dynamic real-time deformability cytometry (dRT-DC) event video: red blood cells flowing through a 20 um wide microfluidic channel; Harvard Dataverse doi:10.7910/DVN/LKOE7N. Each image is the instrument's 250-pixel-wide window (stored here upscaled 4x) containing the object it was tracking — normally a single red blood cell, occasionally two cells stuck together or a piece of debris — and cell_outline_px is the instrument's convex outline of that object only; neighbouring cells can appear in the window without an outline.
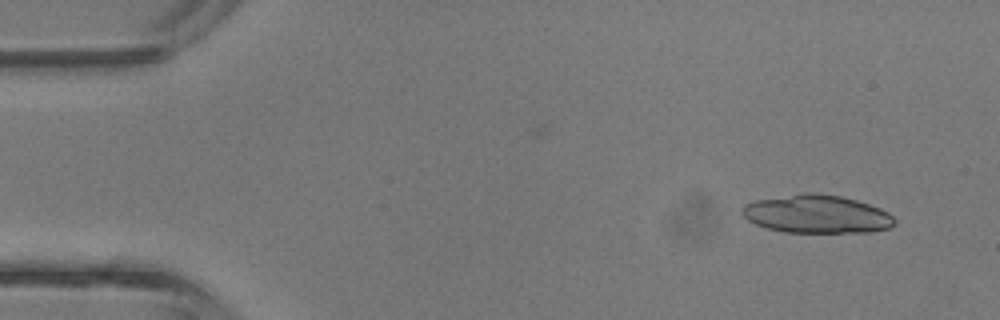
{"species": "common noctule bat (a hibernating species)", "species_latin": "Nyctalus noctula", "temperature_condition": "room temperature", "stored_images_in_passage": 39, "camera_frame_rate_fps": 3000, "um_per_image_px": 0.085, "animal": {"sex": "male", "body_mass_g": 13.3}, "frame": {"image": 1, "passage_image": 2, "time_ms": 0.333, "image_size_px": [1000, 320], "cell_outline_px": [[896, 220], [888, 228], [868, 232], [784, 232], [768, 228], [756, 224], [748, 220], [740, 212], [740, 208], [744, 204], [756, 200], [804, 192], [812, 192], [840, 196], [856, 200], [880, 208], [888, 212]], "centroid_in_image_um": [69.39, 18.19], "position_along_channel_um": 15.6, "area_um2": 33.81}}
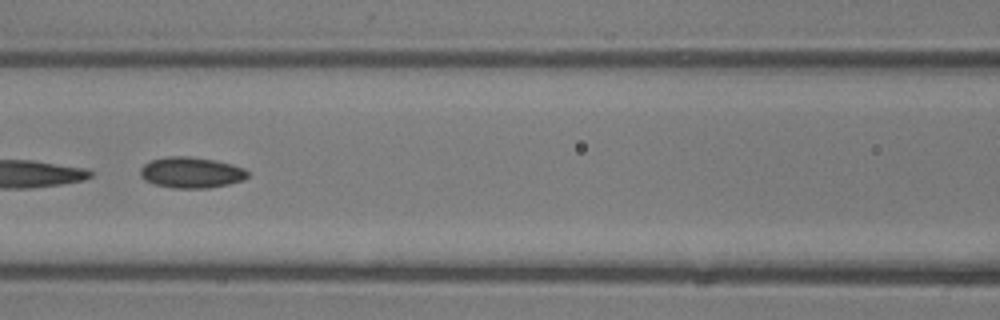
{"frame": {"image": 2, "passage_image": 17, "time_ms": 5.333, "image_size_px": [1000, 320], "cell_outline_px": [[248, 176], [244, 180], [228, 184], [208, 188], [172, 188], [152, 184], [144, 180], [140, 176], [140, 168], [144, 164], [152, 160], [168, 156], [188, 156], [212, 160], [232, 164], [244, 168], [248, 172]], "centroid_in_image_um": [16.23, 14.67], "position_along_channel_um": 150.4, "area_um2": 19.42}}
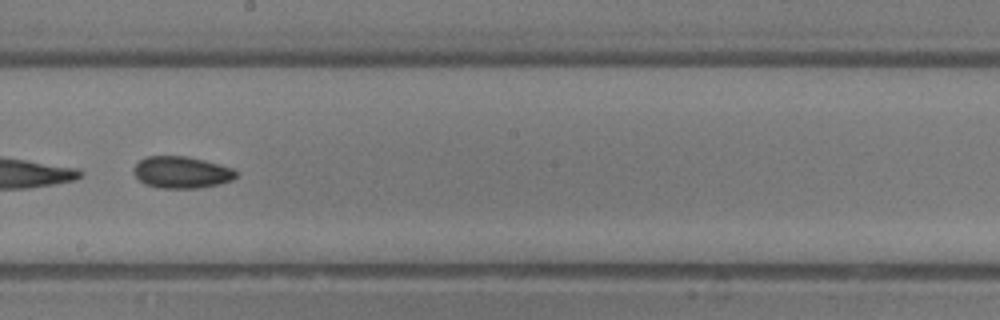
{"frame": {"image": 3, "passage_image": 22, "time_ms": 7.0, "image_size_px": [1000, 320], "cell_outline_px": [[240, 172], [232, 180], [220, 184], [200, 188], [160, 188], [144, 184], [132, 172], [132, 168], [140, 160], [148, 156], [184, 156], [204, 160], [232, 168]], "centroid_in_image_um": [15.44, 14.65], "position_along_channel_um": 232.8, "area_um2": 19.07}, "authors_computed_cell_mechanics": {"area_um2": 20.519, "velocity_mm_per_s": 4.9529, "shape_relaxation_time_tau1_ms": 1.4666, "shape_relaxation_time_tau2_ms": 4.7834, "deformation_change_tau1": 0.1431, "deformation_change_tau2": 0.1212}}